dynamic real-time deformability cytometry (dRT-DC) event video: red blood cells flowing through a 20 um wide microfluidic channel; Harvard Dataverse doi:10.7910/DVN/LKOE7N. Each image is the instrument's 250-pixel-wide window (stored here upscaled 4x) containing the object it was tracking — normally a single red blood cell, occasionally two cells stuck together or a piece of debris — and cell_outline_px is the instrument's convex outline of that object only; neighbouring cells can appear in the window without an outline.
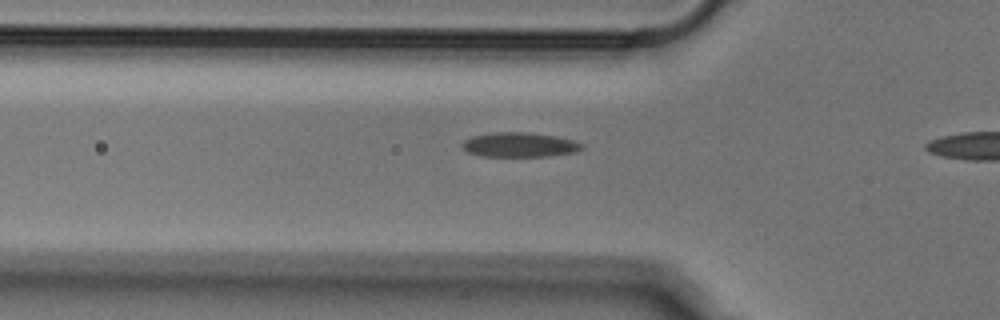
{"species": "Egyptian fruit bat (a non-hibernating species)", "species_latin": "Rousettus aegyptiacus", "temperature_condition": "cold", "stored_images_in_passage": 13, "camera_frame_rate_fps": 3000, "um_per_image_px": 0.085, "animal": {"sex": "male"}, "frame": {"image": 1, "passage_image": 11, "time_ms": 3.333, "image_size_px": [1000, 320], "cell_outline_px": [[584, 148], [572, 152], [548, 156], [480, 156], [468, 152], [460, 144], [464, 140], [472, 136], [496, 132], [524, 132], [556, 136], [572, 140], [584, 144]], "centroid_in_image_um": [44.14, 12.3], "position_along_channel_um": 81.7, "area_um2": 16.99}}